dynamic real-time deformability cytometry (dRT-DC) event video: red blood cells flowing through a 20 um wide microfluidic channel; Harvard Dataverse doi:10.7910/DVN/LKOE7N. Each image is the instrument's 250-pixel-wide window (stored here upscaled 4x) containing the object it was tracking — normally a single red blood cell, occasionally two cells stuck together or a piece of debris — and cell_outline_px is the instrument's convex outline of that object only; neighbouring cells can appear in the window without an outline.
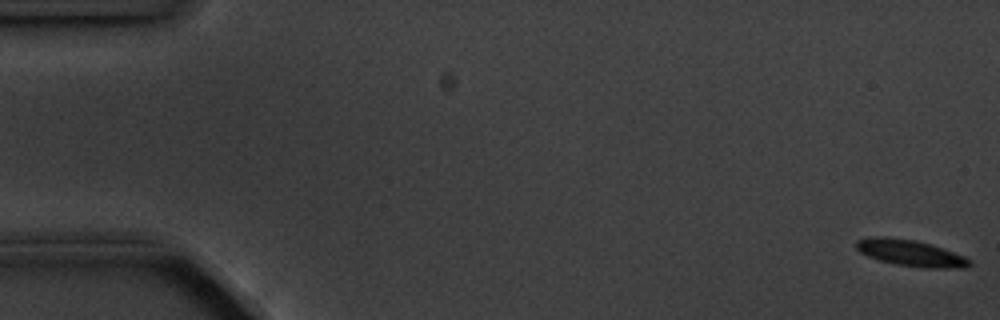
{"species": "common noctule bat (a hibernating species)", "species_latin": "Nyctalus noctula", "temperature_condition": "cold", "stored_images_in_passage": 6, "camera_frame_rate_fps": 3000, "um_per_image_px": 0.085, "animal": {"sex": "male", "body_mass_g": 20.1, "forearm_length_mm": 53.5}, "frame": {"image": 1, "passage_image": 1, "time_ms": 0.0, "image_size_px": [1000, 320], "cell_outline_px": [[972, 264], [964, 268], [924, 268], [896, 264], [880, 260], [868, 256], [860, 252], [856, 248], [856, 240], [872, 236], [884, 236], [912, 240], [944, 248], [964, 256]], "centroid_in_image_um": [77.38, 21.51], "position_along_channel_um": 7.6, "area_um2": 17.22}}